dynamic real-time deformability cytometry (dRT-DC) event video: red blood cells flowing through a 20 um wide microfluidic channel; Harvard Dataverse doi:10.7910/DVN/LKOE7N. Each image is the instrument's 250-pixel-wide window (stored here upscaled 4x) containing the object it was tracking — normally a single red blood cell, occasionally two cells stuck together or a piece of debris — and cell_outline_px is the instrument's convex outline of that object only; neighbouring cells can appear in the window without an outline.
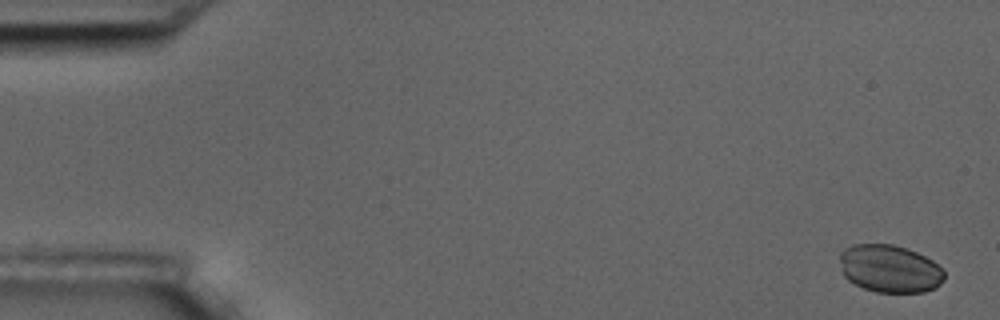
{"species": "common noctule bat (a hibernating species)", "species_latin": "Nyctalus noctula", "temperature_condition": "room temperature", "stored_images_in_passage": 5, "camera_frame_rate_fps": 3000, "um_per_image_px": 0.085, "animal": {"sex": "male", "body_mass_g": 17.5, "forearm_length_mm": 52.3}, "frame": {"image": 1, "passage_image": 1, "time_ms": 0.0, "image_size_px": [1000, 320], "cell_outline_px": [[944, 280], [936, 288], [924, 292], [876, 292], [864, 288], [848, 280], [844, 276], [840, 260], [840, 252], [844, 248], [852, 244], [892, 244], [916, 252], [932, 260], [944, 272]], "centroid_in_image_um": [75.62, 22.84], "position_along_channel_um": 9.4, "area_um2": 28.96}}
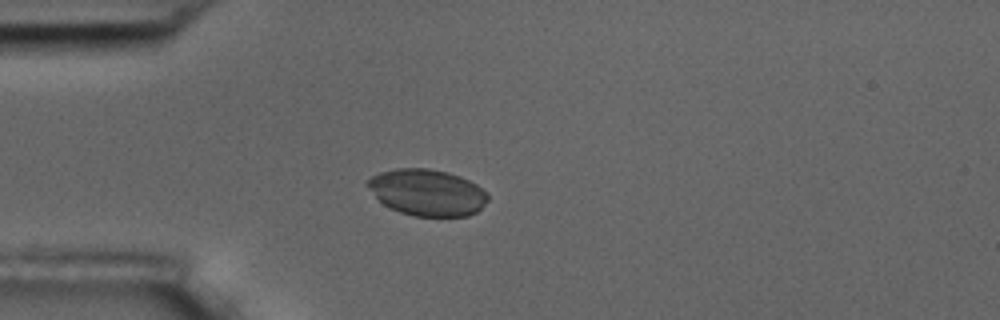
{"frame": {"image": 2, "passage_image": 5, "time_ms": 4.667, "image_size_px": [1000, 320], "cell_outline_px": [[488, 200], [476, 212], [468, 216], [412, 216], [400, 212], [384, 204], [364, 184], [372, 176], [380, 172], [396, 168], [428, 168], [448, 172], [460, 176], [476, 184], [488, 196]], "centroid_in_image_um": [36.29, 16.35], "position_along_channel_um": 48.7, "area_um2": 32.37}}